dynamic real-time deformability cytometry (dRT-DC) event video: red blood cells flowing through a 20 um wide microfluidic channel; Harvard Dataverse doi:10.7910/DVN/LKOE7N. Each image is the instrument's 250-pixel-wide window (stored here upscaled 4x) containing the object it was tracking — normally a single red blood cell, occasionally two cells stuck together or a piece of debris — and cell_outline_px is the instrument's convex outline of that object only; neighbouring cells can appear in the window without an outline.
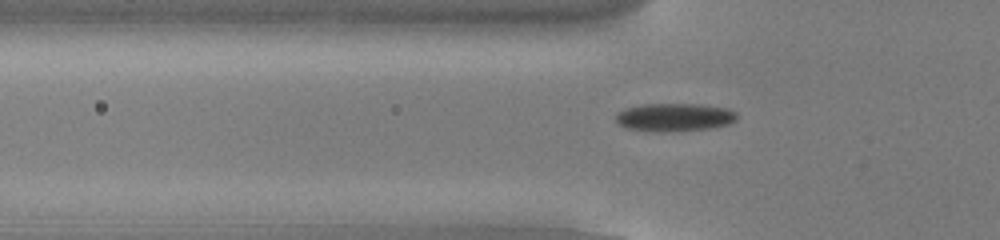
{"species": "common noctule bat (a hibernating species)", "species_latin": "Nyctalus noctula", "temperature_condition": "cold", "stored_images_in_passage": 54, "camera_frame_rate_fps": 3000, "um_per_image_px": 0.085, "animal": {"sex": "male", "body_mass_g": 13.0, "forearm_length_mm": 53.1}, "frame": {"image": 1, "passage_image": 18, "time_ms": 5.667, "image_size_px": [1000, 240], "cell_outline_px": [[736, 120], [728, 124], [708, 128], [664, 132], [660, 132], [624, 128], [616, 120], [616, 112], [624, 108], [640, 104], [700, 104], [728, 108], [736, 112]], "centroid_in_image_um": [57.29, 9.95], "position_along_channel_um": 68.5, "area_um2": 19.88}}
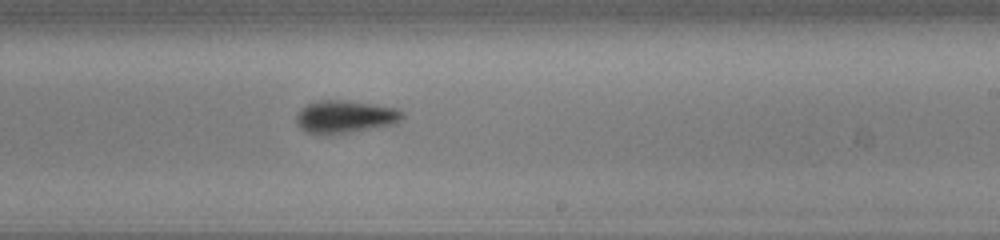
{"frame": {"image": 2, "passage_image": 33, "time_ms": 10.667, "image_size_px": [1000, 240], "cell_outline_px": [[404, 116], [396, 124], [324, 136], [304, 132], [296, 124], [296, 112], [300, 108], [316, 100], [340, 100], [372, 104], [396, 108], [404, 112]], "centroid_in_image_um": [29.27, 9.94], "position_along_channel_um": 259.7, "area_um2": 20.46}}
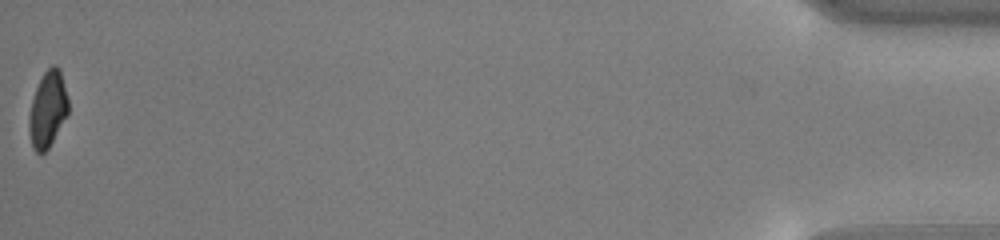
{"frame": {"image": 3, "passage_image": 54, "time_ms": 17.667, "image_size_px": [1000, 240], "cell_outline_px": [[68, 116], [48, 148], [44, 152], [36, 152], [32, 148], [28, 132], [28, 120], [32, 100], [36, 88], [44, 72], [52, 64], [56, 64], [60, 68], [68, 100]], "centroid_in_image_um": [4.06, 9.3], "position_along_channel_um": 431.1, "area_um2": 17.51}, "authors_computed_cell_mechanics": {"area_um2": 18.8717, "velocity_mm_per_s": 3.8386, "shape_relaxation_time_tau1_ms": 2.1588, "shape_relaxation_time_tau2_ms": null, "deformation_change_tau1": 0.1223, "deformation_change_tau2": null}}